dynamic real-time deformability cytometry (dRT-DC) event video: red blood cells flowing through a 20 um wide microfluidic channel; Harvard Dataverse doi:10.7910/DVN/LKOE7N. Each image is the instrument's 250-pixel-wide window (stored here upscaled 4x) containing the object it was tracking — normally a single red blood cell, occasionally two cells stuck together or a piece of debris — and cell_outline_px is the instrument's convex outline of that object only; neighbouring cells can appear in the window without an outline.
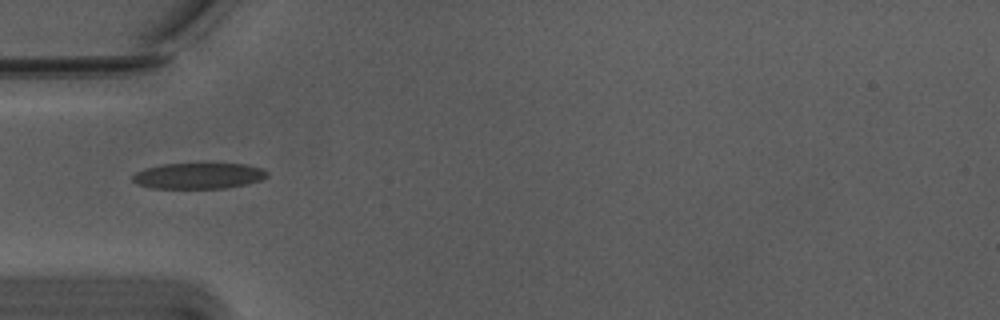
{"species": "Egyptian fruit bat (a non-hibernating species)", "species_latin": "Rousettus aegyptiacus", "temperature_condition": "warm", "stored_images_in_passage": 3, "camera_frame_rate_fps": 3000, "um_per_image_px": 0.085, "animal": {"sex": "male"}, "frame": {"image": 1, "passage_image": 1, "time_ms": 0.0, "image_size_px": [1000, 320], "cell_outline_px": [[268, 176], [260, 180], [248, 184], [224, 188], [152, 188], [140, 184], [132, 180], [132, 176], [136, 172], [144, 168], [164, 164], [244, 164], [264, 168], [268, 172]], "centroid_in_image_um": [16.91, 14.94], "position_along_channel_um": 68.1, "area_um2": 20.23}}